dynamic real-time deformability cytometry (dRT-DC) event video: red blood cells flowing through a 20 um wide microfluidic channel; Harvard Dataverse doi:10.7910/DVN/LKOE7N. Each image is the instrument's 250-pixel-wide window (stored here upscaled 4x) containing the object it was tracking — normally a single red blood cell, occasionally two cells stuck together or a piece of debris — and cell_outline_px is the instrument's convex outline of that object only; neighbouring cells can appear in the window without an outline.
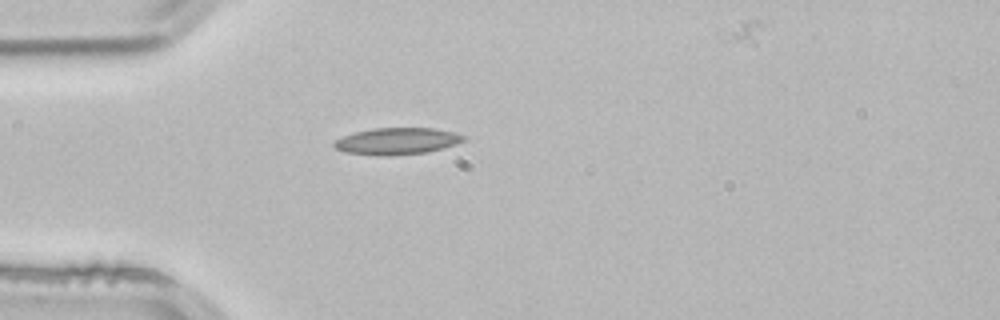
{"species": "common noctule bat (a hibernating species)", "species_latin": "Nyctalus noctula", "temperature_condition": "room temperature", "stored_images_in_passage": 2, "camera_frame_rate_fps": 3000, "um_per_image_px": 0.085, "animal": {"sex": "male", "body_mass_g": 21.5, "forearm_length_mm": 52.0}, "frame": {"image": 1, "passage_image": 1, "time_ms": 0.0, "image_size_px": [1000, 320], "cell_outline_px": [[468, 136], [464, 140], [456, 144], [428, 152], [388, 156], [384, 156], [344, 152], [336, 148], [332, 144], [336, 140], [344, 136], [356, 132], [372, 128], [432, 128], [452, 132]], "centroid_in_image_um": [33.76, 12.0], "position_along_channel_um": 51.2, "area_um2": 20.06}}